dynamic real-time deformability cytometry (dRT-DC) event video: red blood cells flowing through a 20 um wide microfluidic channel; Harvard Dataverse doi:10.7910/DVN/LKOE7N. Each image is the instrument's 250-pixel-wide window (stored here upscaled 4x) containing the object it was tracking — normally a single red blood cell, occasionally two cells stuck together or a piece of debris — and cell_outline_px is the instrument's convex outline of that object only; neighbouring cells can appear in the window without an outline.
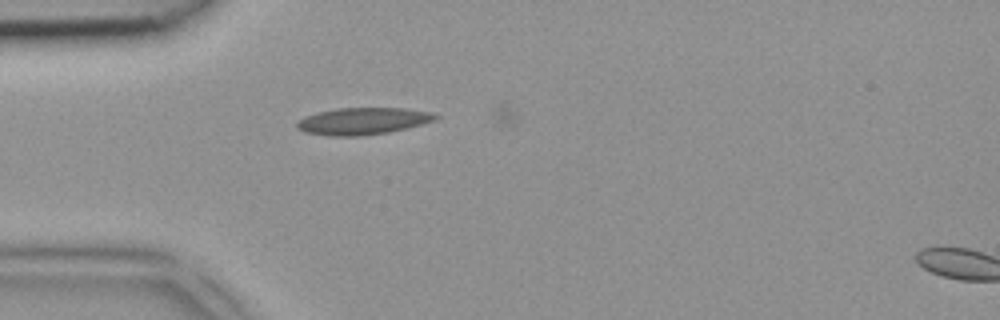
{"species": "common noctule bat (a hibernating species)", "species_latin": "Nyctalus noctula", "temperature_condition": "room temperature", "stored_images_in_passage": 5, "camera_frame_rate_fps": 3000, "um_per_image_px": 0.085, "animal": {"sex": "female", "body_mass_g": 18.4}, "frame": {"image": 1, "passage_image": 1, "time_ms": 0.0, "image_size_px": [1000, 320], "cell_outline_px": [[440, 116], [436, 120], [388, 132], [360, 136], [328, 136], [304, 132], [296, 128], [296, 124], [304, 116], [316, 112], [336, 108], [404, 108], [432, 112]], "centroid_in_image_um": [30.81, 10.29], "position_along_channel_um": 54.2, "area_um2": 21.79}}